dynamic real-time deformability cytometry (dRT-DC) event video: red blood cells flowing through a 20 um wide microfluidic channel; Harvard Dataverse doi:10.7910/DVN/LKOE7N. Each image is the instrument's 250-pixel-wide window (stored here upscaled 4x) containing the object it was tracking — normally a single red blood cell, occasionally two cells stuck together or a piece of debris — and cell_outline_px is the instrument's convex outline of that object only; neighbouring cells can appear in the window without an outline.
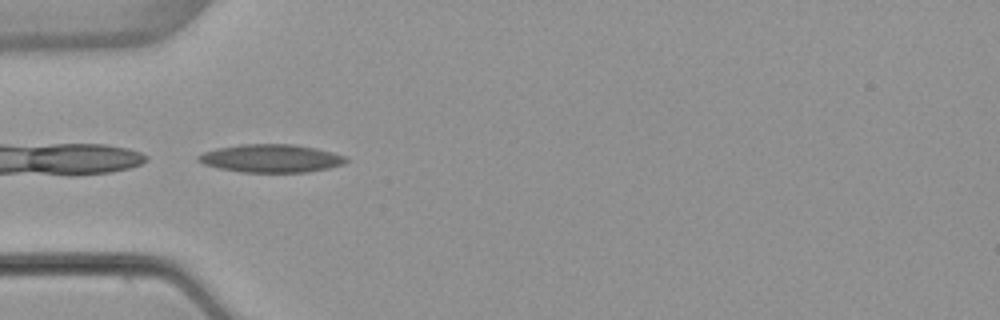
{"species": "common noctule bat (a hibernating species)", "species_latin": "Nyctalus noctula", "temperature_condition": "warm", "stored_images_in_passage": 4, "camera_frame_rate_fps": 3000, "um_per_image_px": 0.085, "animal": {"sex": "female", "body_mass_g": 22.7, "forearm_length_mm": 54.2}, "frame": {"image": 1, "passage_image": 3, "time_ms": 3.0, "image_size_px": [1000, 320], "cell_outline_px": [[348, 160], [344, 164], [328, 168], [308, 172], [240, 172], [220, 168], [204, 164], [196, 160], [196, 156], [204, 152], [216, 148], [240, 144], [292, 144], [316, 148], [348, 156]], "centroid_in_image_um": [23.05, 13.46], "position_along_channel_um": 62.0, "area_um2": 24.28}}
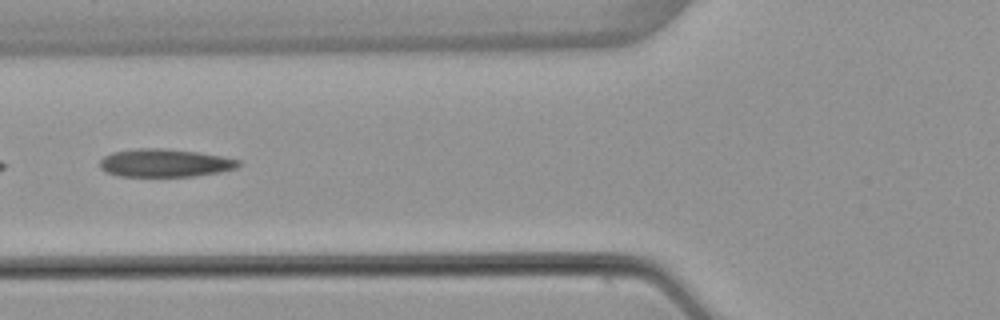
{"frame": {"image": 2, "passage_image": 4, "time_ms": 4.333, "image_size_px": [1000, 320], "cell_outline_px": [[244, 164], [236, 168], [220, 172], [192, 176], [120, 176], [108, 172], [100, 168], [100, 160], [104, 156], [112, 152], [136, 148], [164, 148], [196, 152], [220, 156], [240, 160]], "centroid_in_image_um": [14.03, 13.84], "position_along_channel_um": 111.8, "area_um2": 22.6}}